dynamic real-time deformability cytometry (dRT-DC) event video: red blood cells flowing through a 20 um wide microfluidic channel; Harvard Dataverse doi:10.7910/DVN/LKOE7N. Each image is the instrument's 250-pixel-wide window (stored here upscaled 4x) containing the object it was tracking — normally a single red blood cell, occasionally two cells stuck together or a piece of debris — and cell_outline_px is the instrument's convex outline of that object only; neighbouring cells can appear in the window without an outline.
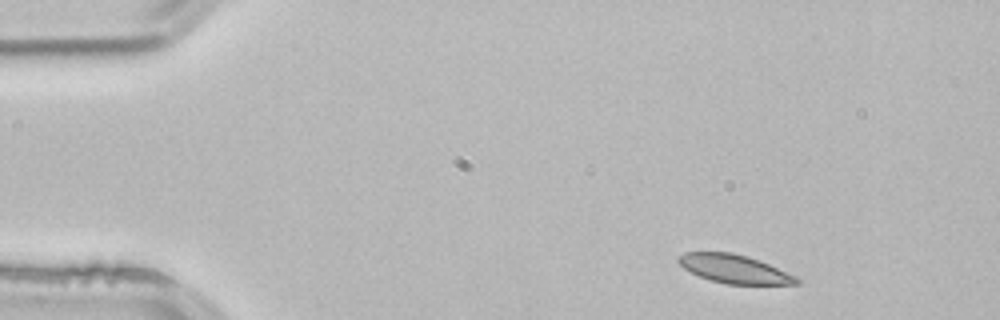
{"species": "common noctule bat (a hibernating species)", "species_latin": "Nyctalus noctula", "temperature_condition": "room temperature", "stored_images_in_passage": 4, "camera_frame_rate_fps": 3000, "um_per_image_px": 0.085, "animal": {"sex": "male", "body_mass_g": 21.5, "forearm_length_mm": 52.0}, "frame": {"image": 1, "passage_image": 4, "time_ms": 1.0, "image_size_px": [1000, 320], "cell_outline_px": [[800, 284], [724, 284], [700, 276], [684, 268], [676, 260], [676, 256], [684, 252], [732, 252], [748, 256], [768, 264], [796, 276], [800, 280]], "centroid_in_image_um": [62.39, 22.85], "position_along_channel_um": 22.6, "area_um2": 19.54}}